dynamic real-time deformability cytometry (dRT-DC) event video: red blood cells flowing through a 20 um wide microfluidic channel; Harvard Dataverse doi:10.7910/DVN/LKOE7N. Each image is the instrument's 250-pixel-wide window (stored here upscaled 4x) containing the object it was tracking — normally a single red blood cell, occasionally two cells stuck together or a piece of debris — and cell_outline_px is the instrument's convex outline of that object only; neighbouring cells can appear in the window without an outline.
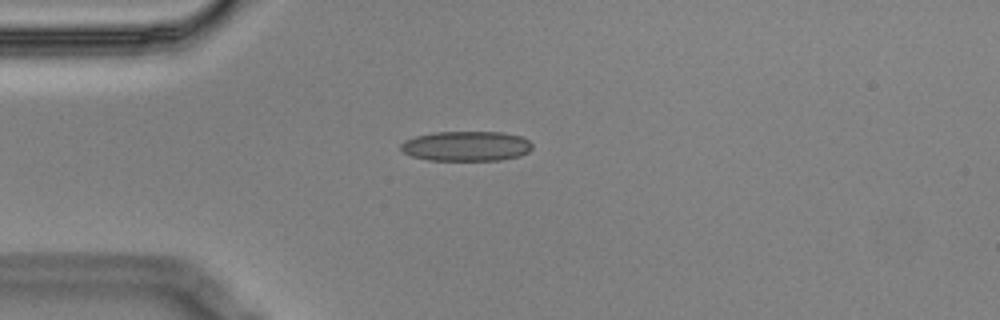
{"species": "Egyptian fruit bat (a non-hibernating species)", "species_latin": "Rousettus aegyptiacus", "temperature_condition": "cold", "stored_images_in_passage": 3, "camera_frame_rate_fps": 3000, "um_per_image_px": 0.085, "animal": {"sex": "male"}, "frame": {"image": 1, "passage_image": 1, "time_ms": 0.0, "image_size_px": [1000, 320], "cell_outline_px": [[532, 148], [528, 152], [520, 156], [500, 160], [428, 160], [412, 156], [404, 152], [400, 148], [400, 144], [404, 140], [416, 136], [436, 132], [504, 132], [520, 136], [528, 140], [532, 144]], "centroid_in_image_um": [39.64, 12.42], "position_along_channel_um": 45.4, "area_um2": 22.95}}
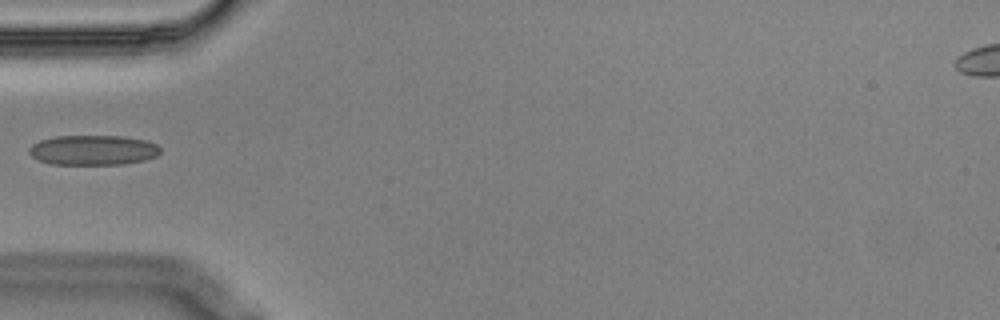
{"frame": {"image": 2, "passage_image": 2, "time_ms": 0.333, "image_size_px": [1000, 320], "cell_outline_px": [[160, 152], [156, 156], [144, 160], [124, 164], [52, 164], [40, 160], [32, 156], [28, 152], [28, 148], [32, 144], [40, 140], [56, 136], [120, 136], [148, 140], [156, 144], [160, 148]], "centroid_in_image_um": [7.92, 12.75], "position_along_channel_um": 77.1, "area_um2": 22.89}}
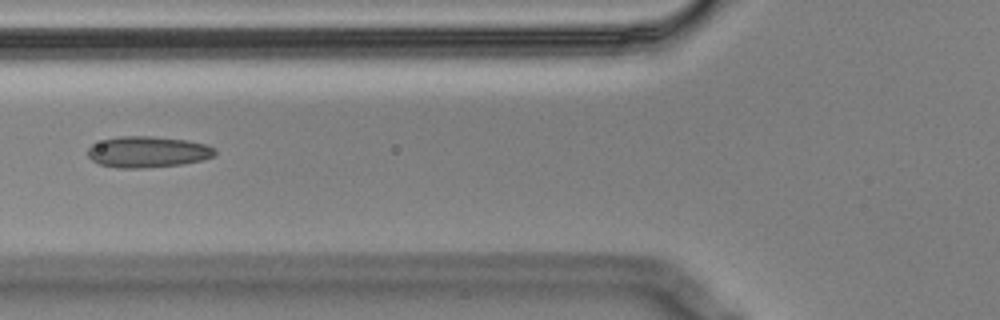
{"frame": {"image": 3, "passage_image": 3, "time_ms": 0.667, "image_size_px": [1000, 320], "cell_outline_px": [[216, 152], [212, 156], [200, 160], [180, 164], [140, 168], [116, 168], [100, 164], [92, 160], [88, 156], [88, 148], [92, 144], [104, 140], [120, 136], [152, 136], [188, 140], [208, 144], [216, 148]], "centroid_in_image_um": [12.56, 12.9], "position_along_channel_um": 113.2, "area_um2": 23.0}}